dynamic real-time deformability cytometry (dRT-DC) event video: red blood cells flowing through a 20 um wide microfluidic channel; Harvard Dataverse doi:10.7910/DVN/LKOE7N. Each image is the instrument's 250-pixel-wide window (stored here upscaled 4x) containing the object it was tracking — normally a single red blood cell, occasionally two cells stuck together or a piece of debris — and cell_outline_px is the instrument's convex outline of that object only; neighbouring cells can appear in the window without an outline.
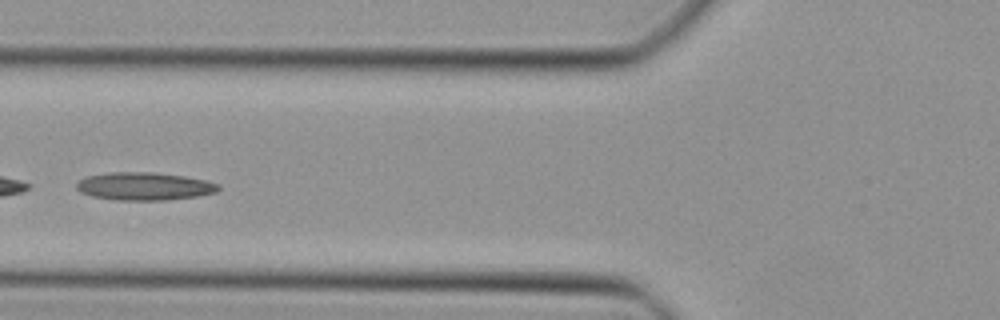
{"species": "Egyptian fruit bat (a non-hibernating species)", "species_latin": "Rousettus aegyptiacus", "temperature_condition": "cold", "stored_images_in_passage": 44, "camera_frame_rate_fps": 3000, "um_per_image_px": 0.085, "animal": {"sex": "female"}, "frame": {"image": 1, "passage_image": 17, "time_ms": 5.333, "image_size_px": [1000, 320], "cell_outline_px": [[220, 188], [216, 192], [196, 196], [164, 200], [116, 200], [92, 196], [80, 192], [76, 188], [76, 184], [80, 180], [88, 176], [108, 172], [152, 172], [184, 176], [204, 180], [220, 184]], "centroid_in_image_um": [12.25, 15.83], "position_along_channel_um": 113.5, "area_um2": 22.95}}
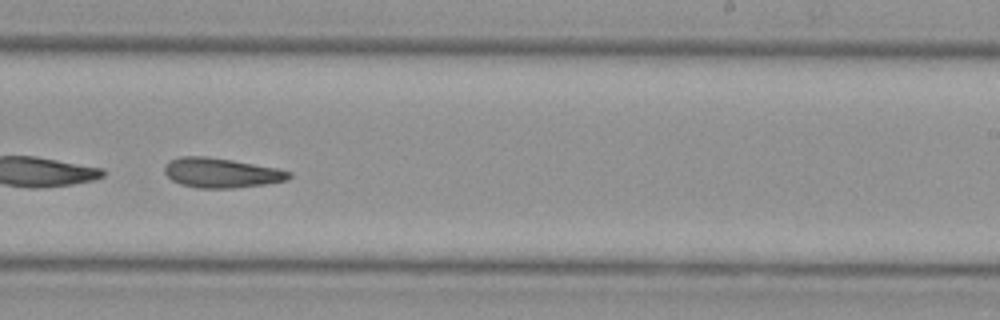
{"frame": {"image": 2, "passage_image": 28, "time_ms": 9.0, "image_size_px": [1000, 320], "cell_outline_px": [[292, 176], [288, 180], [264, 184], [232, 188], [196, 188], [180, 184], [172, 180], [164, 172], [164, 168], [168, 160], [180, 156], [208, 156], [232, 160], [276, 168], [292, 172]], "centroid_in_image_um": [18.78, 14.68], "position_along_channel_um": 270.2, "area_um2": 21.62}}
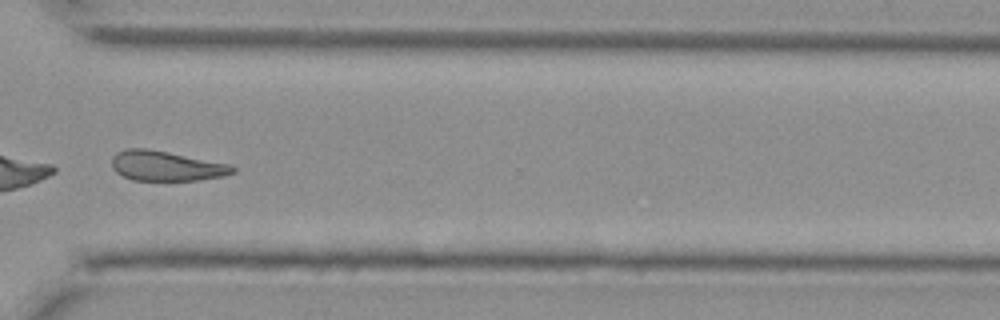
{"frame": {"image": 3, "passage_image": 34, "time_ms": 11.0, "image_size_px": [1000, 320], "cell_outline_px": [[236, 172], [224, 176], [200, 180], [132, 180], [116, 172], [112, 168], [112, 156], [116, 152], [124, 148], [148, 148], [228, 164], [236, 168]], "centroid_in_image_um": [14.1, 14.1], "position_along_channel_um": 356.5, "area_um2": 21.1}}